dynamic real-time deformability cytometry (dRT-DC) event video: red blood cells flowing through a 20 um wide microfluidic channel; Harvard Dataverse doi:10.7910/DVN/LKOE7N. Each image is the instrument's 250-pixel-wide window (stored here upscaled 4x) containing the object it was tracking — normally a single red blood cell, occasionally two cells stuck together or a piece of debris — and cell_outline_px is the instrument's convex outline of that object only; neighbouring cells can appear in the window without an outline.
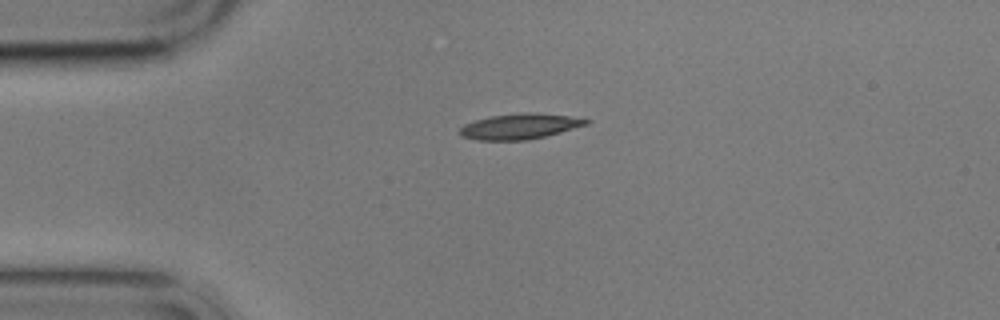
{"species": "common noctule bat (a hibernating species)", "species_latin": "Nyctalus noctula", "temperature_condition": "cold", "stored_images_in_passage": 3, "camera_frame_rate_fps": 3000, "um_per_image_px": 0.085, "animal": {"sex": "male", "body_mass_g": 17.9}, "frame": {"image": 1, "passage_image": 1, "time_ms": 0.0, "image_size_px": [1000, 320], "cell_outline_px": [[592, 120], [588, 124], [560, 132], [528, 140], [476, 140], [460, 136], [456, 132], [464, 124], [488, 116], [528, 112], [532, 112], [568, 116]], "centroid_in_image_um": [44.12, 10.74], "position_along_channel_um": 40.9, "area_um2": 18.79}}